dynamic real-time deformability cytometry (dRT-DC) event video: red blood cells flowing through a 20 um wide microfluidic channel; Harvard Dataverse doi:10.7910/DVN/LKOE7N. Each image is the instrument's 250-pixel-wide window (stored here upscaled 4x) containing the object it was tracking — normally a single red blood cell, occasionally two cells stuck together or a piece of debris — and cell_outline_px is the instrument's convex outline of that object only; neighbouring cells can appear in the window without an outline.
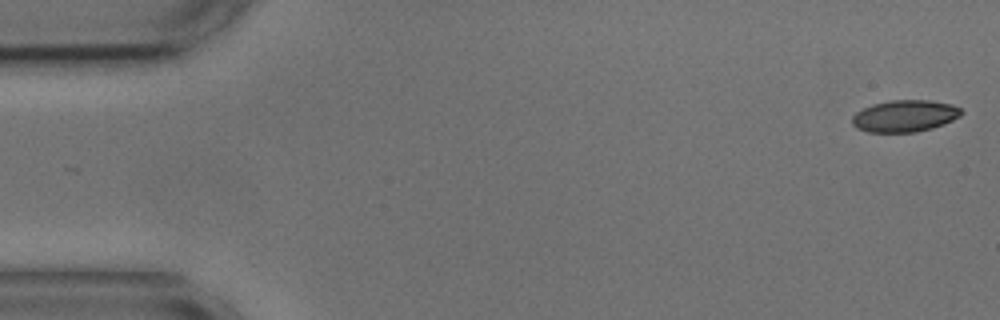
{"species": "common noctule bat (a hibernating species)", "species_latin": "Nyctalus noctula", "temperature_condition": "cold", "stored_images_in_passage": 54, "camera_frame_rate_fps": 3000, "um_per_image_px": 0.085, "animal": {"sex": "male", "body_mass_g": 17.9, "forearm_length_mm": 54.2}, "frame": {"image": 1, "passage_image": 1, "time_ms": 0.0, "image_size_px": [1000, 320], "cell_outline_px": [[964, 112], [960, 116], [944, 124], [932, 128], [916, 132], [868, 132], [856, 128], [852, 124], [852, 116], [856, 112], [872, 104], [888, 100], [928, 100], [952, 104], [960, 108]], "centroid_in_image_um": [76.9, 9.85], "position_along_channel_um": 8.1, "area_um2": 20.35}}
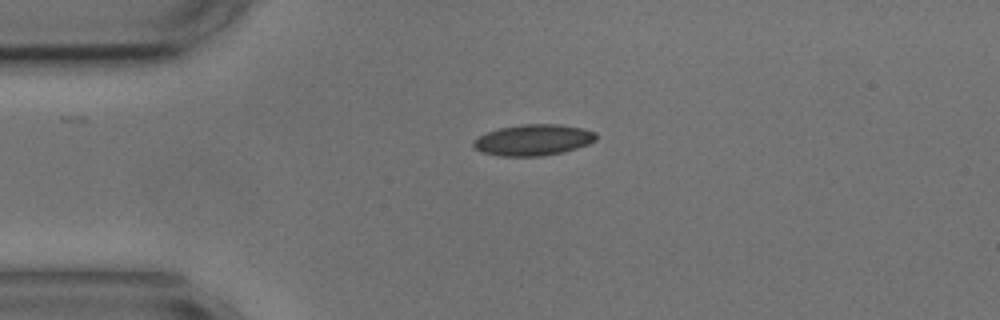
{"frame": {"image": 2, "passage_image": 12, "time_ms": 3.667, "image_size_px": [1000, 320], "cell_outline_px": [[596, 140], [588, 144], [564, 152], [540, 156], [500, 156], [480, 152], [472, 148], [472, 140], [488, 132], [500, 128], [520, 124], [560, 124], [584, 128], [596, 132]], "centroid_in_image_um": [45.31, 11.9], "position_along_channel_um": 39.7, "area_um2": 22.43}}
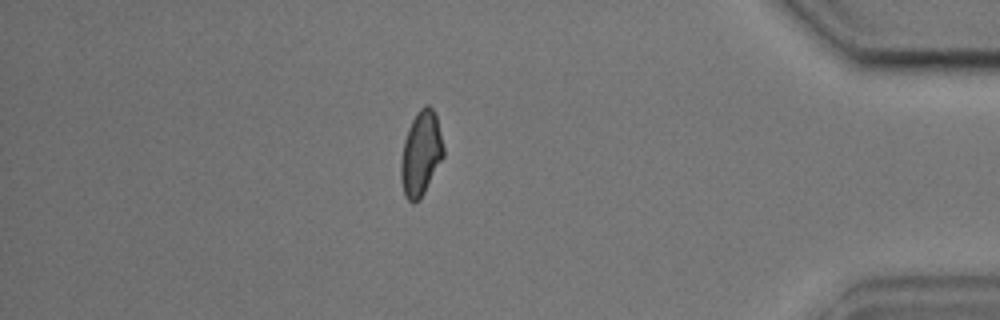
{"frame": {"image": 3, "passage_image": 47, "time_ms": 15.333, "image_size_px": [1000, 320], "cell_outline_px": [[444, 156], [420, 200], [412, 204], [404, 196], [400, 180], [400, 164], [404, 140], [408, 128], [416, 112], [424, 104], [428, 104], [432, 108], [436, 116], [444, 148]], "centroid_in_image_um": [35.76, 13.07], "position_along_channel_um": 399.4, "area_um2": 21.15}, "authors_computed_cell_mechanics": {"area_um2": 20.9814, "velocity_mm_per_s": 3.6133, "shape_relaxation_time_tau1_ms": null, "shape_relaxation_time_tau2_ms": 2.2444, "deformation_change_tau1": null, "deformation_change_tau2": 0.0621}}